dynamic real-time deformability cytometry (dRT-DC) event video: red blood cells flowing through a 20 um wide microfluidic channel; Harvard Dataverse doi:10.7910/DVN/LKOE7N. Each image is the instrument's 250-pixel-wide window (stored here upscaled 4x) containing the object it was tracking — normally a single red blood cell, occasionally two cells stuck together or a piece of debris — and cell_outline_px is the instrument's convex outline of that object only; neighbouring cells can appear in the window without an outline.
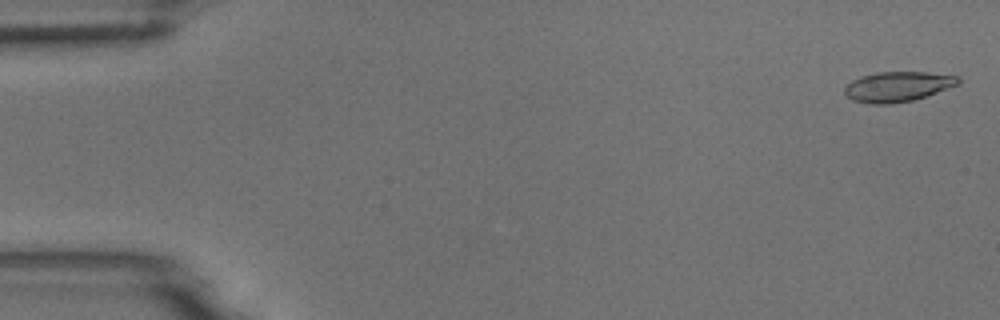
{"species": "common noctule bat (a hibernating species)", "species_latin": "Nyctalus noctula", "temperature_condition": "room temperature", "stored_images_in_passage": 54, "camera_frame_rate_fps": 3000, "um_per_image_px": 0.085, "animal": {"sex": "male", "body_mass_g": 18.8}, "frame": {"image": 1, "passage_image": 2, "time_ms": 0.333, "image_size_px": [1000, 320], "cell_outline_px": [[960, 84], [912, 100], [888, 104], [868, 104], [852, 100], [844, 92], [844, 88], [852, 80], [860, 76], [876, 72], [928, 72], [960, 76]], "centroid_in_image_um": [76.29, 7.35], "position_along_channel_um": 8.7, "area_um2": 19.88}}
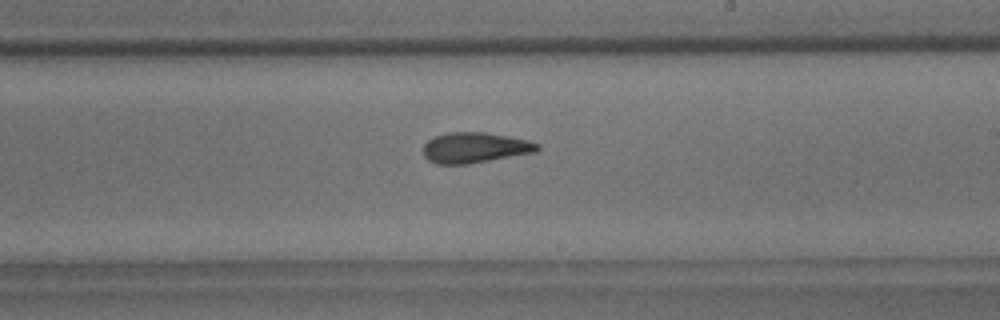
{"frame": {"image": 2, "passage_image": 32, "time_ms": 10.333, "image_size_px": [1000, 320], "cell_outline_px": [[540, 148], [536, 152], [468, 164], [436, 164], [428, 160], [424, 156], [424, 144], [432, 136], [448, 132], [484, 132], [508, 136], [528, 140], [540, 144]], "centroid_in_image_um": [40.36, 12.55], "position_along_channel_um": 248.6, "area_um2": 20.4}}
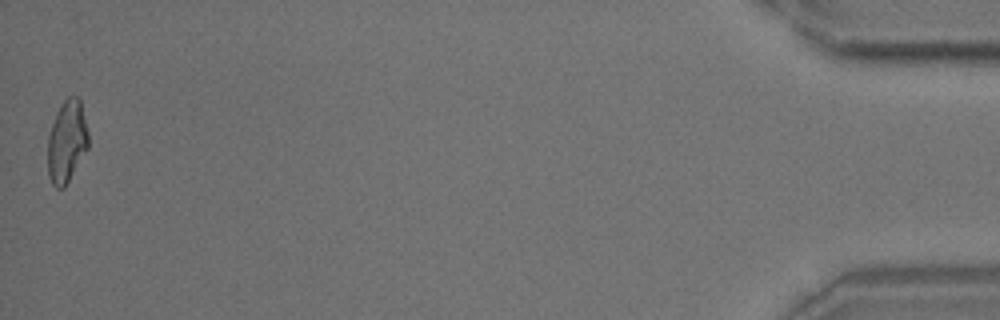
{"frame": {"image": 3, "passage_image": 54, "time_ms": 17.667, "image_size_px": [1000, 320], "cell_outline_px": [[88, 148], [64, 188], [56, 188], [52, 184], [48, 176], [48, 136], [56, 112], [60, 104], [68, 96], [80, 96], [88, 132]], "centroid_in_image_um": [5.68, 12.0], "position_along_channel_um": 429.5, "area_um2": 19.59}, "authors_computed_cell_mechanics": {"area_um2": 20.1722, "velocity_mm_per_s": 3.7469, "shape_relaxation_time_tau1_ms": 6.9919, "shape_relaxation_time_tau2_ms": 2.8506, "deformation_change_tau1": 0.2103, "deformation_change_tau2": 0.1249}}